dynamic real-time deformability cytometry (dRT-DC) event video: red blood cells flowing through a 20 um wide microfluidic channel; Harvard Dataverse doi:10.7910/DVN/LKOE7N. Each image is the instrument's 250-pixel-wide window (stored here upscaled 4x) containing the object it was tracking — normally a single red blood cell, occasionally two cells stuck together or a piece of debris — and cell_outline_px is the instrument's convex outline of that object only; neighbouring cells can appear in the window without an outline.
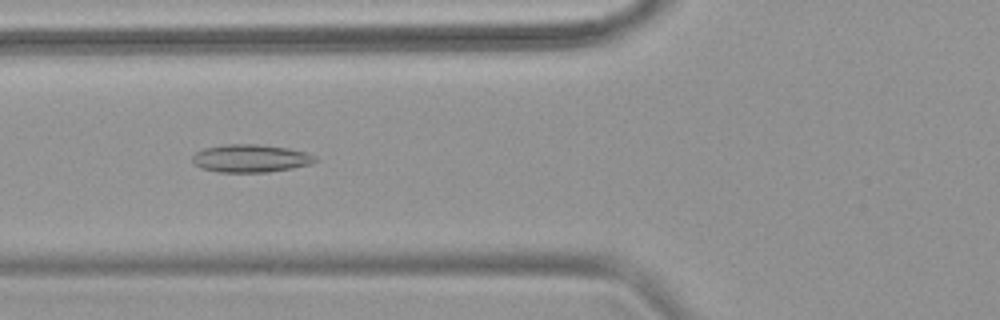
{"species": "common noctule bat (a hibernating species)", "species_latin": "Nyctalus noctula", "temperature_condition": "warm", "stored_images_in_passage": 43, "camera_frame_rate_fps": 3000, "um_per_image_px": 0.085, "animal": {"sex": "female", "body_mass_g": 18.4}, "frame": {"image": 1, "passage_image": 11, "time_ms": 3.333, "image_size_px": [1000, 320], "cell_outline_px": [[316, 160], [312, 164], [292, 168], [268, 172], [220, 172], [200, 168], [192, 164], [192, 156], [196, 152], [204, 148], [224, 144], [260, 144], [288, 148], [304, 152], [316, 156]], "centroid_in_image_um": [21.27, 13.46], "position_along_channel_um": 104.5, "area_um2": 20.06}}
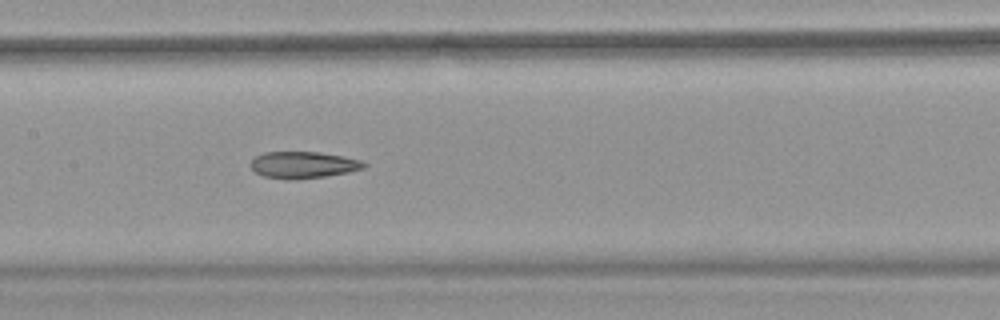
{"frame": {"image": 2, "passage_image": 17, "time_ms": 5.333, "image_size_px": [1000, 320], "cell_outline_px": [[368, 164], [364, 168], [348, 172], [324, 176], [296, 180], [292, 180], [264, 176], [256, 172], [252, 168], [252, 160], [256, 156], [264, 152], [320, 152], [344, 156], [360, 160]], "centroid_in_image_um": [25.8, 14.01], "position_along_channel_um": 181.6, "area_um2": 17.51}}
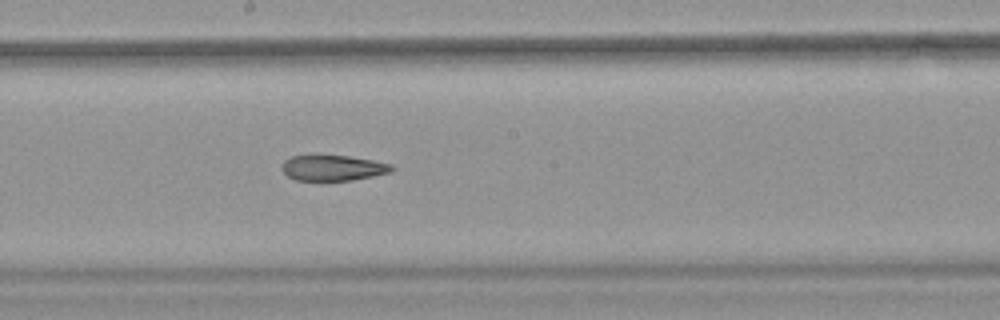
{"frame": {"image": 3, "passage_image": 20, "time_ms": 6.333, "image_size_px": [1000, 320], "cell_outline_px": [[396, 168], [392, 172], [352, 180], [296, 180], [288, 176], [280, 168], [284, 160], [292, 156], [348, 156], [372, 160], [392, 164]], "centroid_in_image_um": [28.32, 14.27], "position_along_channel_um": 219.9, "area_um2": 16.24}, "authors_computed_cell_mechanics": {"area_um2": 18.6116, "velocity_mm_per_s": 3.8599, "shape_relaxation_time_tau1_ms": null, "shape_relaxation_time_tau2_ms": 3.3404, "deformation_change_tau1": null, "deformation_change_tau2": 0.1074}}